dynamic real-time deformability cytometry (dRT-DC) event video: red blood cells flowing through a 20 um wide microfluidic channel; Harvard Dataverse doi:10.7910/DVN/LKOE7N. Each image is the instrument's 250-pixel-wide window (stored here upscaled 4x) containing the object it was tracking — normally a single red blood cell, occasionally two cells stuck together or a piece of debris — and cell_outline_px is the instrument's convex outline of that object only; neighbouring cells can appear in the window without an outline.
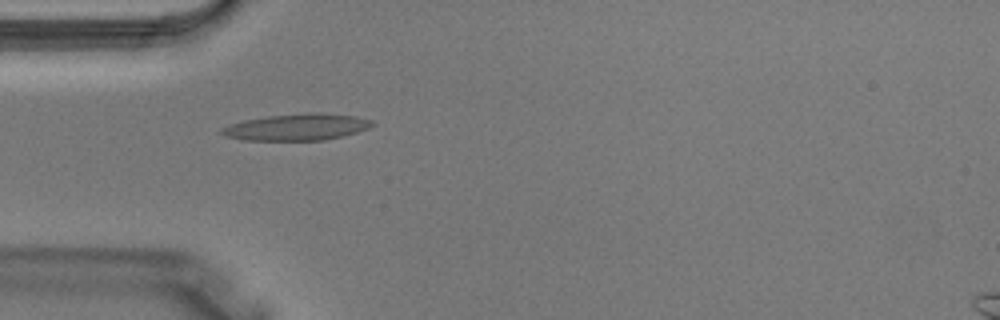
{"species": "Egyptian fruit bat (a non-hibernating species)", "species_latin": "Rousettus aegyptiacus", "temperature_condition": "warm", "stored_images_in_passage": 4, "camera_frame_rate_fps": 3000, "um_per_image_px": 0.085, "animal": {"sex": "male"}, "frame": {"image": 1, "passage_image": 3, "time_ms": 0.667, "image_size_px": [1000, 320], "cell_outline_px": [[376, 124], [368, 128], [356, 132], [324, 140], [244, 140], [224, 136], [220, 132], [220, 128], [244, 120], [268, 116], [308, 112], [320, 112], [356, 116], [372, 120]], "centroid_in_image_um": [25.24, 10.79], "position_along_channel_um": 59.8, "area_um2": 23.29}}